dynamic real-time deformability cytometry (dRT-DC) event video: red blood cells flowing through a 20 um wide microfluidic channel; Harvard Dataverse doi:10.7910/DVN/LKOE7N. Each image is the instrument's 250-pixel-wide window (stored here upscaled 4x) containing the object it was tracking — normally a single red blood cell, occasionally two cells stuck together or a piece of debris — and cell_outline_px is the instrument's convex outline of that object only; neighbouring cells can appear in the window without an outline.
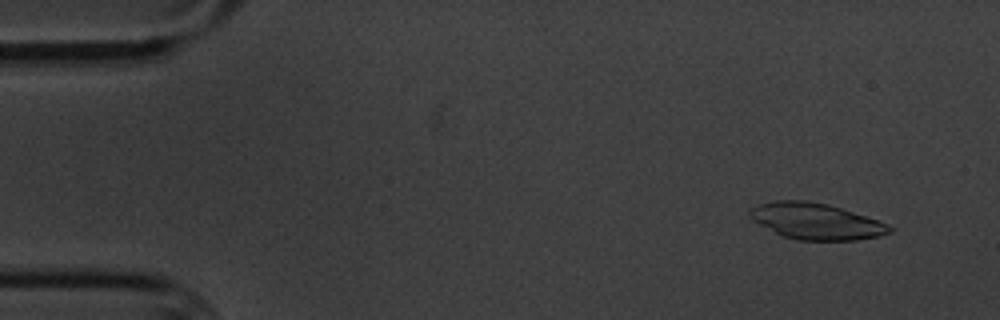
{"species": "common noctule bat (a hibernating species)", "species_latin": "Nyctalus noctula", "temperature_condition": "cold", "stored_images_in_passage": 5, "camera_frame_rate_fps": 3000, "um_per_image_px": 0.085, "animal": {"sex": "male", "body_mass_g": 20.1, "forearm_length_mm": 53.5}, "frame": {"image": 1, "passage_image": 2, "time_ms": 1.0, "image_size_px": [1000, 320], "cell_outline_px": [[892, 232], [880, 236], [856, 240], [796, 240], [784, 236], [752, 220], [748, 216], [748, 208], [760, 204], [776, 200], [804, 200], [828, 204], [888, 224], [892, 228]], "centroid_in_image_um": [69.33, 18.8], "position_along_channel_um": 15.7, "area_um2": 29.25}}